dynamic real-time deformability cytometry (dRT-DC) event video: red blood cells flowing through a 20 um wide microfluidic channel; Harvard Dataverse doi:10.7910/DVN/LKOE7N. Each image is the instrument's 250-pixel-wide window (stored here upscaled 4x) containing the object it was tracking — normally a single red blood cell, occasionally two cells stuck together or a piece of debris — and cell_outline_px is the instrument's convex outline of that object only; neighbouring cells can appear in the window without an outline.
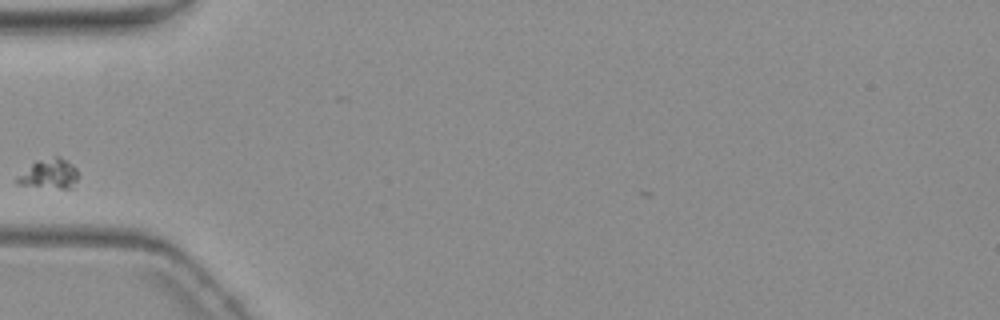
{"species": "common noctule bat (a hibernating species)", "species_latin": "Nyctalus noctula", "temperature_condition": "warm", "stored_images_in_passage": 3, "camera_frame_rate_fps": 3000, "um_per_image_px": 0.085, "animal": {"sex": "female", "body_mass_g": 19.3, "forearm_length_mm": 54.1}, "frame": {"image": 1, "passage_image": 3, "time_ms": 2.333, "image_size_px": [1000, 320], "cell_outline_px": [[80, 176], [72, 188], [60, 188], [16, 184], [16, 176], [36, 160], [56, 156], [60, 156], [68, 160], [76, 168]], "centroid_in_image_um": [4.21, 14.76], "position_along_channel_um": 80.8, "area_um2": 10.75}}